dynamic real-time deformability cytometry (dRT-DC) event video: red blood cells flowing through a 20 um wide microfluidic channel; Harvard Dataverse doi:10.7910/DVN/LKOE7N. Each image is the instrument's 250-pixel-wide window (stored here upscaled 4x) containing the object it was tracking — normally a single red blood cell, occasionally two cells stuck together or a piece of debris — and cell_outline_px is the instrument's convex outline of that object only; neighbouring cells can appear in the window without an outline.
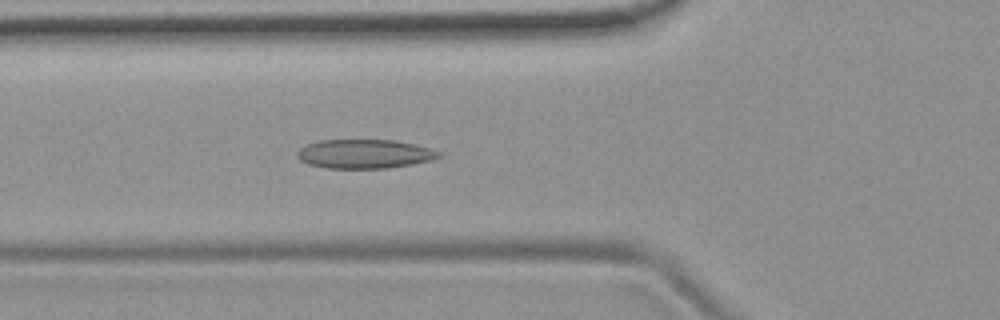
{"species": "common noctule bat (a hibernating species)", "species_latin": "Nyctalus noctula", "temperature_condition": "room temperature", "stored_images_in_passage": 44, "camera_frame_rate_fps": 3000, "um_per_image_px": 0.085, "animal": {"sex": "female", "body_mass_g": 19.9}, "frame": {"image": 1, "passage_image": 13, "time_ms": 4.0, "image_size_px": [1000, 320], "cell_outline_px": [[440, 156], [432, 160], [412, 164], [388, 168], [328, 168], [308, 164], [300, 160], [296, 156], [296, 152], [300, 148], [308, 144], [320, 140], [396, 140], [416, 144], [432, 148], [440, 152]], "centroid_in_image_um": [31.0, 13.08], "position_along_channel_um": 94.8, "area_um2": 24.04}}
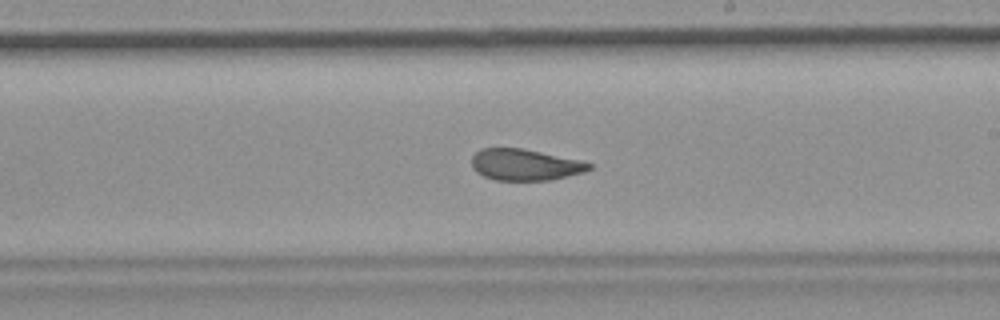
{"frame": {"image": 2, "passage_image": 25, "time_ms": 8.0, "image_size_px": [1000, 320], "cell_outline_px": [[592, 168], [584, 172], [548, 180], [496, 180], [484, 176], [476, 172], [472, 168], [472, 156], [480, 148], [520, 148], [580, 160], [592, 164]], "centroid_in_image_um": [44.59, 14.0], "position_along_channel_um": 244.4, "area_um2": 21.27}}
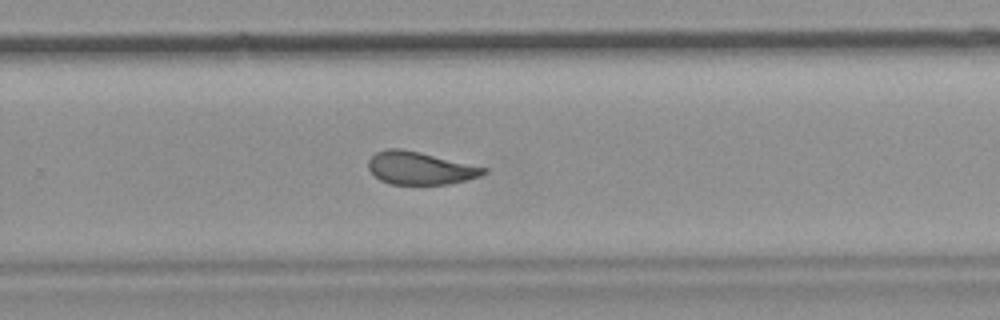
{"frame": {"image": 3, "passage_image": 29, "time_ms": 9.333, "image_size_px": [1000, 320], "cell_outline_px": [[488, 172], [480, 176], [468, 180], [448, 184], [388, 184], [380, 180], [368, 168], [368, 160], [376, 152], [388, 148], [400, 148], [420, 152], [488, 168]], "centroid_in_image_um": [35.71, 14.29], "position_along_channel_um": 294.1, "area_um2": 22.02}, "authors_computed_cell_mechanics": {"area_um2": 22.7443, "velocity_mm_per_s": 3.7358, "shape_relaxation_time_tau1_ms": null, "shape_relaxation_time_tau2_ms": 1.3778, "deformation_change_tau1": null, "deformation_change_tau2": 0.0797}}